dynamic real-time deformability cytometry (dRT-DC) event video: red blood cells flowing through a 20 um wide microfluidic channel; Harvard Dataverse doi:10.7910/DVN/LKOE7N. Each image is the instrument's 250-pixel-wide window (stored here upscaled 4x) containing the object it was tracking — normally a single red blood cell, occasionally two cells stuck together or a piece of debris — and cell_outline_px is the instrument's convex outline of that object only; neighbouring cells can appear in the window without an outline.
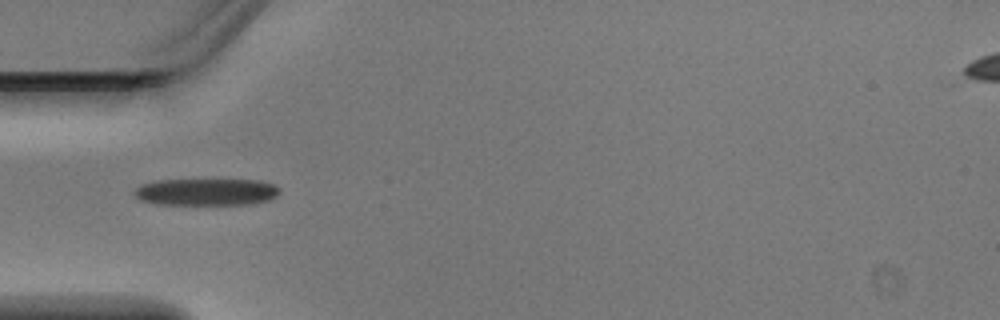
{"species": "Egyptian fruit bat (a non-hibernating species)", "species_latin": "Rousettus aegyptiacus", "temperature_condition": "warm", "stored_images_in_passage": 4, "camera_frame_rate_fps": 3000, "um_per_image_px": 0.085, "animal": {"sex": "male"}, "frame": {"image": 1, "passage_image": 3, "time_ms": 0.667, "image_size_px": [1000, 320], "cell_outline_px": [[280, 192], [276, 196], [268, 200], [252, 204], [156, 204], [140, 200], [132, 192], [136, 188], [144, 184], [160, 180], [260, 180], [276, 184], [280, 188]], "centroid_in_image_um": [17.58, 16.31], "position_along_channel_um": 67.4, "area_um2": 22.83}}
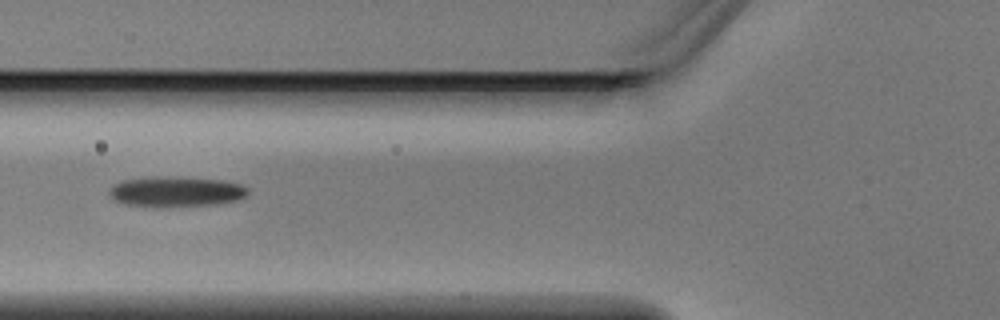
{"frame": {"image": 2, "passage_image": 4, "time_ms": 1.0, "image_size_px": [1000, 320], "cell_outline_px": [[248, 196], [240, 200], [220, 204], [160, 208], [152, 208], [124, 204], [116, 200], [108, 192], [116, 184], [124, 180], [224, 180], [240, 184], [248, 188]], "centroid_in_image_um": [15.07, 16.39], "position_along_channel_um": 110.7, "area_um2": 23.41}}